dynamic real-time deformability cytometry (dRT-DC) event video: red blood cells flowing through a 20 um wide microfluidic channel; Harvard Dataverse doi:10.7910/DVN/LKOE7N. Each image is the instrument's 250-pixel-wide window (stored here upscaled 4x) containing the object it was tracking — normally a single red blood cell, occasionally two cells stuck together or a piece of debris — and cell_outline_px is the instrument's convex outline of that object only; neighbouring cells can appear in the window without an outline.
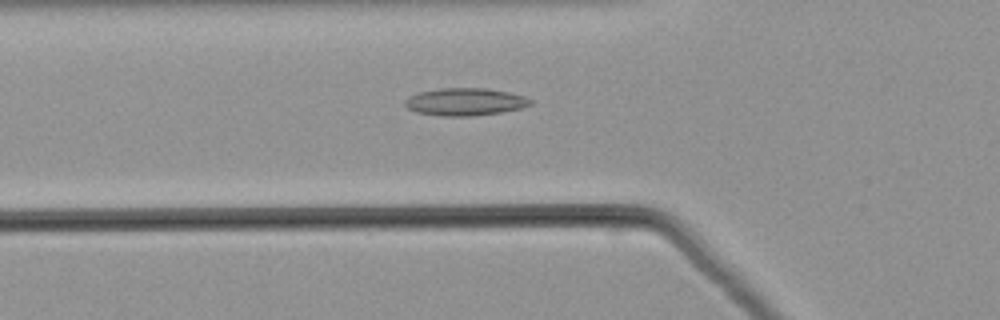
{"species": "common noctule bat (a hibernating species)", "species_latin": "Nyctalus noctula", "temperature_condition": "warm", "stored_images_in_passage": 38, "camera_frame_rate_fps": 3000, "um_per_image_px": 0.085, "animal": {"sex": "male", "body_mass_g": 21.5, "forearm_length_mm": 52.0}, "frame": {"image": 1, "passage_image": 10, "time_ms": 3.0, "image_size_px": [1000, 320], "cell_outline_px": [[532, 104], [524, 108], [500, 112], [472, 116], [440, 116], [416, 112], [408, 108], [404, 104], [404, 100], [408, 96], [420, 92], [440, 88], [484, 88], [512, 92], [524, 96], [532, 100]], "centroid_in_image_um": [39.55, 8.65], "position_along_channel_um": 86.3, "area_um2": 20.29}}
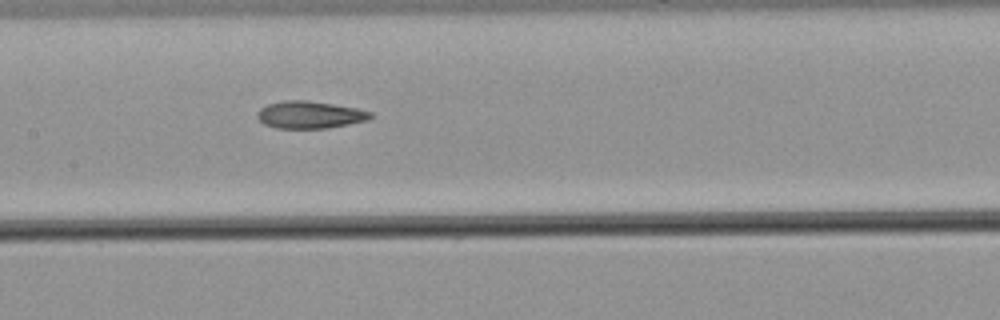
{"frame": {"image": 2, "passage_image": 17, "time_ms": 5.333, "image_size_px": [1000, 320], "cell_outline_px": [[372, 116], [368, 120], [328, 128], [276, 128], [264, 124], [256, 116], [256, 112], [260, 108], [268, 104], [284, 100], [304, 100], [332, 104], [356, 108], [372, 112]], "centroid_in_image_um": [26.3, 9.76], "position_along_channel_um": 181.1, "area_um2": 17.92}}
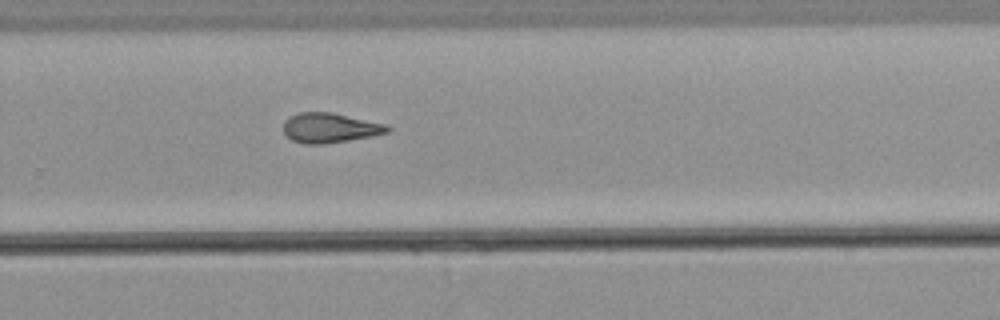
{"frame": {"image": 3, "passage_image": 26, "time_ms": 8.333, "image_size_px": [1000, 320], "cell_outline_px": [[392, 128], [388, 132], [372, 136], [348, 140], [320, 144], [304, 144], [292, 140], [284, 132], [284, 120], [300, 112], [332, 112], [388, 124]], "centroid_in_image_um": [28.08, 10.86], "position_along_channel_um": 301.7, "area_um2": 18.03}}